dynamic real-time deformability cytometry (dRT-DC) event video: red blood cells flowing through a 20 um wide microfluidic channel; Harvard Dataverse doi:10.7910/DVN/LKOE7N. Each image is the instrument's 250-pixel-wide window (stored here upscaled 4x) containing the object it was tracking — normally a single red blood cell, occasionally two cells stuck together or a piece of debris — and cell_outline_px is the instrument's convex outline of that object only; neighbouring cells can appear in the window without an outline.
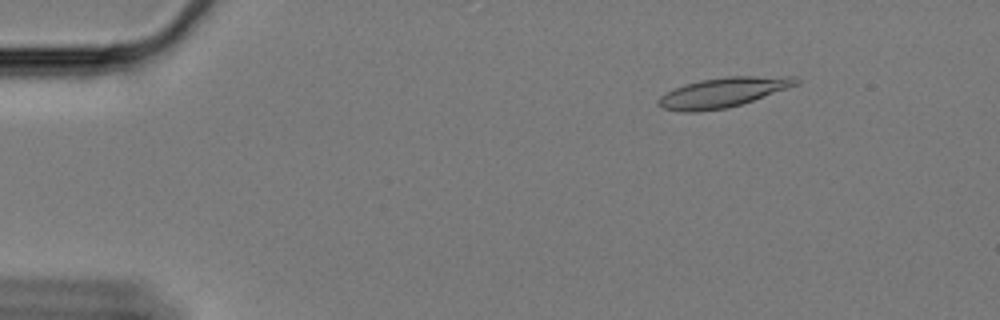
{"species": "Egyptian fruit bat (a non-hibernating species)", "species_latin": "Rousettus aegyptiacus", "temperature_condition": "cold", "stored_images_in_passage": 54, "camera_frame_rate_fps": 3000, "um_per_image_px": 0.085, "animal": {"sex": "female"}, "frame": {"image": 1, "passage_image": 2, "time_ms": 0.333, "image_size_px": [1000, 320], "cell_outline_px": [[800, 84], [728, 108], [696, 112], [680, 112], [664, 108], [656, 104], [656, 100], [660, 96], [684, 84], [700, 80], [728, 76], [796, 76], [800, 80]], "centroid_in_image_um": [61.46, 7.85], "position_along_channel_um": 23.5, "area_um2": 23.87}}
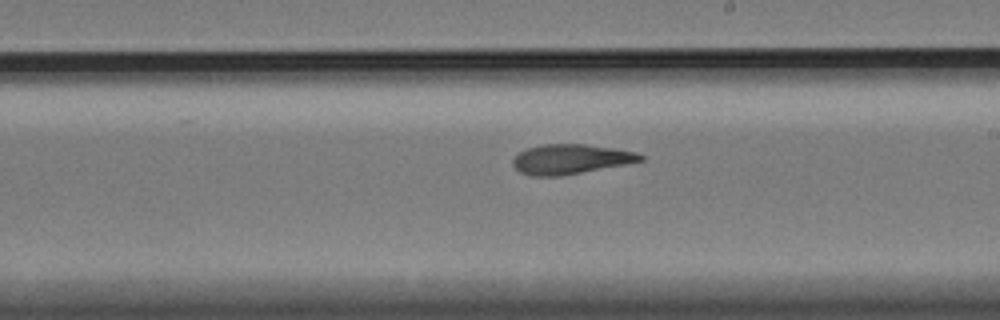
{"frame": {"image": 2, "passage_image": 29, "time_ms": 9.333, "image_size_px": [1000, 320], "cell_outline_px": [[644, 160], [624, 164], [560, 176], [532, 176], [520, 172], [512, 164], [512, 160], [520, 152], [528, 148], [540, 144], [584, 144], [612, 148], [636, 152], [644, 156]], "centroid_in_image_um": [48.47, 13.52], "position_along_channel_um": 240.5, "area_um2": 21.85}}
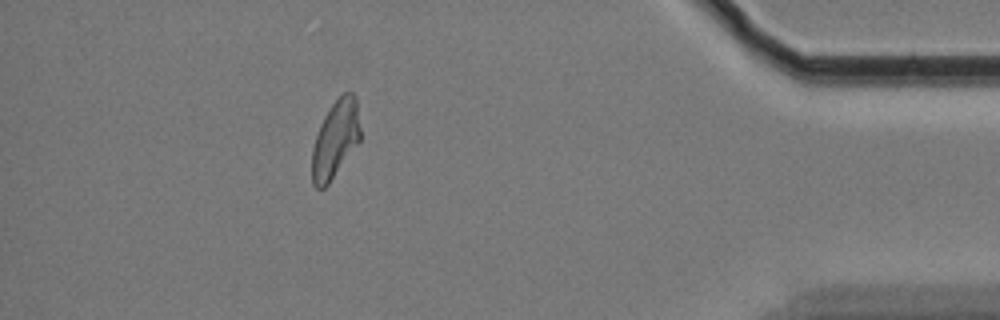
{"frame": {"image": 3, "passage_image": 48, "time_ms": 15.667, "image_size_px": [1000, 320], "cell_outline_px": [[360, 140], [328, 184], [324, 188], [316, 188], [312, 184], [312, 148], [320, 124], [324, 116], [332, 104], [344, 92], [352, 92], [356, 96], [360, 128]], "centroid_in_image_um": [28.5, 11.83], "position_along_channel_um": 406.7, "area_um2": 21.62}, "authors_computed_cell_mechanics": {"area_um2": 22.8021, "velocity_mm_per_s": 3.3119, "shape_relaxation_time_tau1_ms": null, "shape_relaxation_time_tau2_ms": 1.9737, "deformation_change_tau1": null, "deformation_change_tau2": 0.0985}}